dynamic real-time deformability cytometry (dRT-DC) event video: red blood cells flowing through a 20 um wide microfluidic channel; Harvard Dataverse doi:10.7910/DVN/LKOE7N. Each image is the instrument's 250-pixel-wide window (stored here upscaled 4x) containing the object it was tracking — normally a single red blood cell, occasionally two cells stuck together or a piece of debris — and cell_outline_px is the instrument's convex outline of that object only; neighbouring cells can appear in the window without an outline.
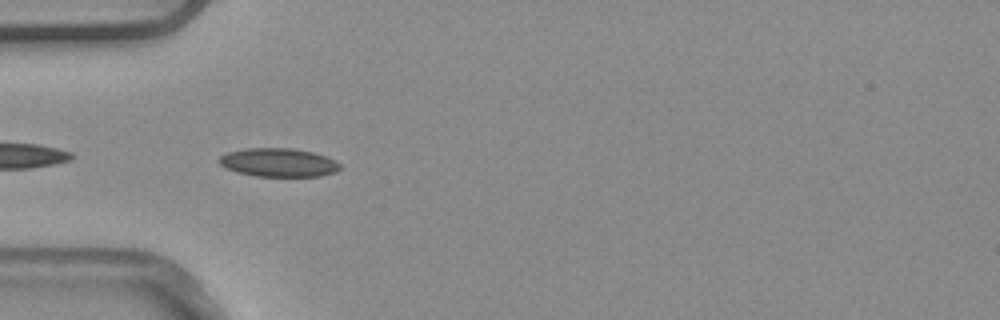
{"species": "common noctule bat (a hibernating species)", "species_latin": "Nyctalus noctula", "temperature_condition": "warm", "stored_images_in_passage": 5, "camera_frame_rate_fps": 3000, "um_per_image_px": 0.085, "animal": {"sex": "male", "body_mass_g": 20.4}, "frame": {"image": 1, "passage_image": 4, "time_ms": 1.0, "image_size_px": [1000, 320], "cell_outline_px": [[340, 168], [336, 172], [320, 176], [256, 176], [240, 172], [228, 168], [220, 164], [220, 156], [228, 152], [248, 148], [292, 148], [312, 152], [336, 160], [340, 164]], "centroid_in_image_um": [23.72, 13.81], "position_along_channel_um": 61.3, "area_um2": 19.83}}
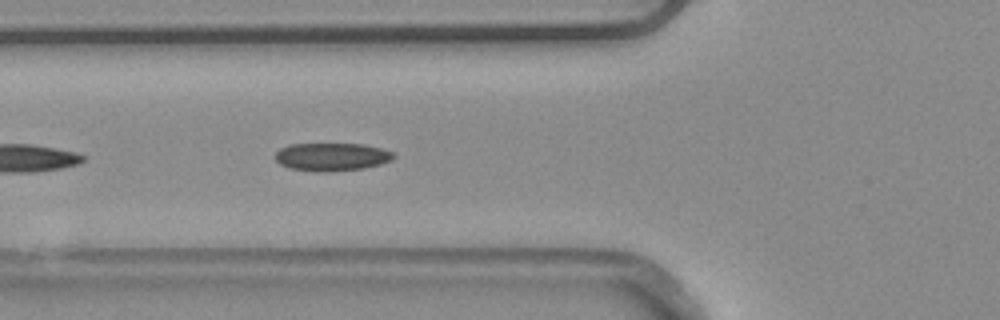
{"frame": {"image": 2, "passage_image": 5, "time_ms": 1.333, "image_size_px": [1000, 320], "cell_outline_px": [[396, 156], [392, 160], [380, 164], [364, 168], [328, 172], [316, 172], [288, 168], [280, 164], [276, 160], [276, 152], [280, 148], [288, 144], [364, 144], [380, 148], [392, 152]], "centroid_in_image_um": [28.18, 13.34], "position_along_channel_um": 97.6, "area_um2": 19.42}}